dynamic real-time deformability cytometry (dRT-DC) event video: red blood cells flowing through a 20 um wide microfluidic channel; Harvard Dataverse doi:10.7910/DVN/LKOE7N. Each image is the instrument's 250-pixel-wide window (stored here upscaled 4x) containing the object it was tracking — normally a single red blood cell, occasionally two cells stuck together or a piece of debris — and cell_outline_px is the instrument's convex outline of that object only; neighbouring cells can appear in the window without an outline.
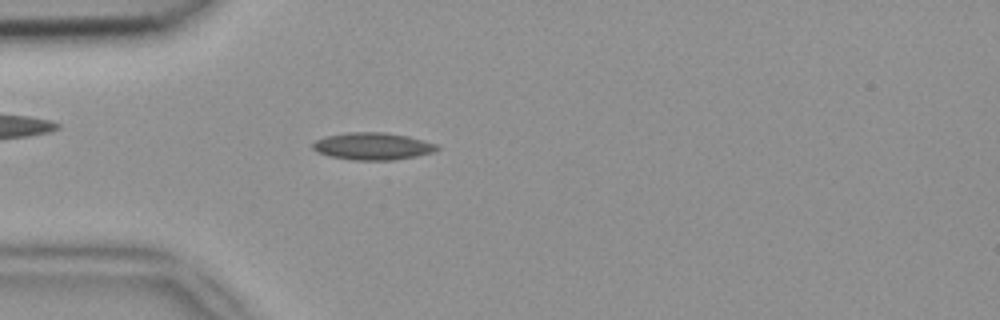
{"species": "common noctule bat (a hibernating species)", "species_latin": "Nyctalus noctula", "temperature_condition": "room temperature", "stored_images_in_passage": 44, "camera_frame_rate_fps": 3000, "um_per_image_px": 0.085, "animal": {"sex": "female", "body_mass_g": 18.4}, "frame": {"image": 1, "passage_image": 9, "time_ms": 2.667, "image_size_px": [1000, 320], "cell_outline_px": [[440, 148], [432, 152], [416, 156], [392, 160], [352, 160], [328, 156], [316, 152], [312, 148], [312, 144], [316, 140], [324, 136], [348, 132], [384, 132], [408, 136], [440, 144]], "centroid_in_image_um": [31.67, 12.42], "position_along_channel_um": 53.3, "area_um2": 19.94}}
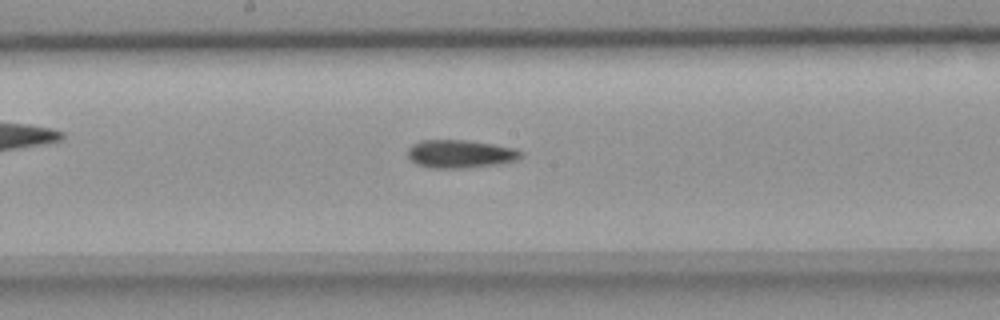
{"frame": {"image": 2, "passage_image": 21, "time_ms": 6.667, "image_size_px": [1000, 320], "cell_outline_px": [[524, 156], [516, 160], [504, 164], [468, 168], [428, 168], [416, 164], [408, 156], [408, 148], [412, 144], [420, 140], [464, 140], [492, 144], [516, 148], [524, 152]], "centroid_in_image_um": [39.17, 13.09], "position_along_channel_um": 209.0, "area_um2": 18.9}}
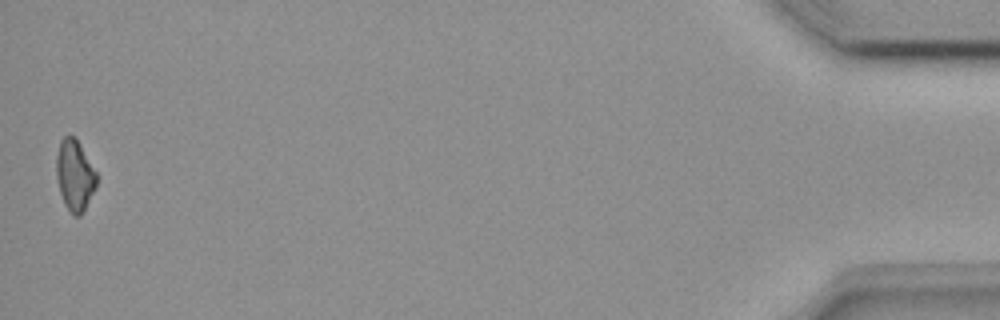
{"frame": {"image": 3, "passage_image": 44, "time_ms": 14.333, "image_size_px": [1000, 320], "cell_outline_px": [[96, 188], [80, 216], [72, 216], [64, 204], [60, 192], [56, 176], [56, 156], [60, 140], [64, 136], [76, 136], [96, 172]], "centroid_in_image_um": [6.34, 14.89], "position_along_channel_um": 428.9, "area_um2": 16.7}}